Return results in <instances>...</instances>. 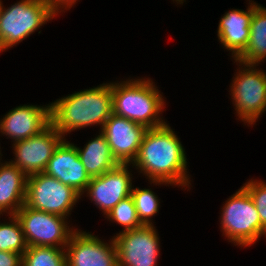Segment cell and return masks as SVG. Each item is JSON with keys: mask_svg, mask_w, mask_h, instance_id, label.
Masks as SVG:
<instances>
[{"mask_svg": "<svg viewBox=\"0 0 266 266\" xmlns=\"http://www.w3.org/2000/svg\"><path fill=\"white\" fill-rule=\"evenodd\" d=\"M174 132L167 123L147 129L132 167L145 175L150 185H174L186 189L191 185L186 152Z\"/></svg>", "mask_w": 266, "mask_h": 266, "instance_id": "obj_1", "label": "cell"}, {"mask_svg": "<svg viewBox=\"0 0 266 266\" xmlns=\"http://www.w3.org/2000/svg\"><path fill=\"white\" fill-rule=\"evenodd\" d=\"M113 114L111 82L84 89L50 103L51 124L65 138L71 131L100 125Z\"/></svg>", "mask_w": 266, "mask_h": 266, "instance_id": "obj_2", "label": "cell"}, {"mask_svg": "<svg viewBox=\"0 0 266 266\" xmlns=\"http://www.w3.org/2000/svg\"><path fill=\"white\" fill-rule=\"evenodd\" d=\"M154 84L149 77L111 82L113 114L147 129L165 125L160 117L166 106L165 97Z\"/></svg>", "mask_w": 266, "mask_h": 266, "instance_id": "obj_3", "label": "cell"}, {"mask_svg": "<svg viewBox=\"0 0 266 266\" xmlns=\"http://www.w3.org/2000/svg\"><path fill=\"white\" fill-rule=\"evenodd\" d=\"M57 14L45 0H20L5 8L0 4V52L19 44Z\"/></svg>", "mask_w": 266, "mask_h": 266, "instance_id": "obj_4", "label": "cell"}, {"mask_svg": "<svg viewBox=\"0 0 266 266\" xmlns=\"http://www.w3.org/2000/svg\"><path fill=\"white\" fill-rule=\"evenodd\" d=\"M225 202L220 213V228L231 243L245 248L266 236L255 204L243 186Z\"/></svg>", "mask_w": 266, "mask_h": 266, "instance_id": "obj_5", "label": "cell"}, {"mask_svg": "<svg viewBox=\"0 0 266 266\" xmlns=\"http://www.w3.org/2000/svg\"><path fill=\"white\" fill-rule=\"evenodd\" d=\"M235 62L240 67L230 84L229 95L239 120L252 126L266 111V72L256 69V64Z\"/></svg>", "mask_w": 266, "mask_h": 266, "instance_id": "obj_6", "label": "cell"}, {"mask_svg": "<svg viewBox=\"0 0 266 266\" xmlns=\"http://www.w3.org/2000/svg\"><path fill=\"white\" fill-rule=\"evenodd\" d=\"M81 194L44 172L27 177L25 205L67 218Z\"/></svg>", "mask_w": 266, "mask_h": 266, "instance_id": "obj_7", "label": "cell"}, {"mask_svg": "<svg viewBox=\"0 0 266 266\" xmlns=\"http://www.w3.org/2000/svg\"><path fill=\"white\" fill-rule=\"evenodd\" d=\"M29 246L65 248L76 230L63 216L38 211L25 204L15 213Z\"/></svg>", "mask_w": 266, "mask_h": 266, "instance_id": "obj_8", "label": "cell"}, {"mask_svg": "<svg viewBox=\"0 0 266 266\" xmlns=\"http://www.w3.org/2000/svg\"><path fill=\"white\" fill-rule=\"evenodd\" d=\"M154 225L119 232L114 235L118 266H157L160 239ZM159 257V258H158Z\"/></svg>", "mask_w": 266, "mask_h": 266, "instance_id": "obj_9", "label": "cell"}, {"mask_svg": "<svg viewBox=\"0 0 266 266\" xmlns=\"http://www.w3.org/2000/svg\"><path fill=\"white\" fill-rule=\"evenodd\" d=\"M63 139L64 137L50 124L40 134L13 143L15 159L10 162L27 177L42 173Z\"/></svg>", "mask_w": 266, "mask_h": 266, "instance_id": "obj_10", "label": "cell"}, {"mask_svg": "<svg viewBox=\"0 0 266 266\" xmlns=\"http://www.w3.org/2000/svg\"><path fill=\"white\" fill-rule=\"evenodd\" d=\"M67 266H118L114 238L104 239L78 228L65 247Z\"/></svg>", "mask_w": 266, "mask_h": 266, "instance_id": "obj_11", "label": "cell"}, {"mask_svg": "<svg viewBox=\"0 0 266 266\" xmlns=\"http://www.w3.org/2000/svg\"><path fill=\"white\" fill-rule=\"evenodd\" d=\"M131 164H119L100 176L92 177L83 192L91 202L107 215L122 199L131 195L132 171Z\"/></svg>", "mask_w": 266, "mask_h": 266, "instance_id": "obj_12", "label": "cell"}, {"mask_svg": "<svg viewBox=\"0 0 266 266\" xmlns=\"http://www.w3.org/2000/svg\"><path fill=\"white\" fill-rule=\"evenodd\" d=\"M146 131L145 126L115 114L107 119L100 130L120 164L133 163Z\"/></svg>", "mask_w": 266, "mask_h": 266, "instance_id": "obj_13", "label": "cell"}, {"mask_svg": "<svg viewBox=\"0 0 266 266\" xmlns=\"http://www.w3.org/2000/svg\"><path fill=\"white\" fill-rule=\"evenodd\" d=\"M50 124V104H25L11 109L0 119V133L15 143L40 134Z\"/></svg>", "mask_w": 266, "mask_h": 266, "instance_id": "obj_14", "label": "cell"}, {"mask_svg": "<svg viewBox=\"0 0 266 266\" xmlns=\"http://www.w3.org/2000/svg\"><path fill=\"white\" fill-rule=\"evenodd\" d=\"M44 173L73 187L81 196L91 180L79 158L76 145L66 141L65 138L56 147Z\"/></svg>", "mask_w": 266, "mask_h": 266, "instance_id": "obj_15", "label": "cell"}, {"mask_svg": "<svg viewBox=\"0 0 266 266\" xmlns=\"http://www.w3.org/2000/svg\"><path fill=\"white\" fill-rule=\"evenodd\" d=\"M242 9H231L219 20L217 37L220 44L232 53L235 60L248 45L250 37V22L254 12V0H249V6Z\"/></svg>", "mask_w": 266, "mask_h": 266, "instance_id": "obj_16", "label": "cell"}, {"mask_svg": "<svg viewBox=\"0 0 266 266\" xmlns=\"http://www.w3.org/2000/svg\"><path fill=\"white\" fill-rule=\"evenodd\" d=\"M27 176L10 161L0 160V215L15 213L25 204Z\"/></svg>", "mask_w": 266, "mask_h": 266, "instance_id": "obj_17", "label": "cell"}, {"mask_svg": "<svg viewBox=\"0 0 266 266\" xmlns=\"http://www.w3.org/2000/svg\"><path fill=\"white\" fill-rule=\"evenodd\" d=\"M76 149L86 172L91 178L100 176L120 164L113 156L111 148L101 132L98 136L89 140L83 149L78 146H76Z\"/></svg>", "mask_w": 266, "mask_h": 266, "instance_id": "obj_18", "label": "cell"}, {"mask_svg": "<svg viewBox=\"0 0 266 266\" xmlns=\"http://www.w3.org/2000/svg\"><path fill=\"white\" fill-rule=\"evenodd\" d=\"M266 58V8L254 2L250 22V37L245 50L235 59L245 64L259 65Z\"/></svg>", "mask_w": 266, "mask_h": 266, "instance_id": "obj_19", "label": "cell"}, {"mask_svg": "<svg viewBox=\"0 0 266 266\" xmlns=\"http://www.w3.org/2000/svg\"><path fill=\"white\" fill-rule=\"evenodd\" d=\"M22 266H67L65 248L29 246L22 254Z\"/></svg>", "mask_w": 266, "mask_h": 266, "instance_id": "obj_20", "label": "cell"}, {"mask_svg": "<svg viewBox=\"0 0 266 266\" xmlns=\"http://www.w3.org/2000/svg\"><path fill=\"white\" fill-rule=\"evenodd\" d=\"M9 222L0 221V251L23 254L28 245L16 215H9Z\"/></svg>", "mask_w": 266, "mask_h": 266, "instance_id": "obj_21", "label": "cell"}, {"mask_svg": "<svg viewBox=\"0 0 266 266\" xmlns=\"http://www.w3.org/2000/svg\"><path fill=\"white\" fill-rule=\"evenodd\" d=\"M131 196L134 200L138 218L143 225H154L151 220L159 213L160 202L158 196L151 188L132 187Z\"/></svg>", "mask_w": 266, "mask_h": 266, "instance_id": "obj_22", "label": "cell"}, {"mask_svg": "<svg viewBox=\"0 0 266 266\" xmlns=\"http://www.w3.org/2000/svg\"><path fill=\"white\" fill-rule=\"evenodd\" d=\"M105 218L123 226L124 228L120 232L133 230L143 226L138 218L134 200L131 195L122 199L111 209Z\"/></svg>", "mask_w": 266, "mask_h": 266, "instance_id": "obj_23", "label": "cell"}, {"mask_svg": "<svg viewBox=\"0 0 266 266\" xmlns=\"http://www.w3.org/2000/svg\"><path fill=\"white\" fill-rule=\"evenodd\" d=\"M252 198L258 211L261 225L266 229V183L259 180H249L243 184Z\"/></svg>", "mask_w": 266, "mask_h": 266, "instance_id": "obj_24", "label": "cell"}, {"mask_svg": "<svg viewBox=\"0 0 266 266\" xmlns=\"http://www.w3.org/2000/svg\"><path fill=\"white\" fill-rule=\"evenodd\" d=\"M0 266H22V254L0 251Z\"/></svg>", "mask_w": 266, "mask_h": 266, "instance_id": "obj_25", "label": "cell"}, {"mask_svg": "<svg viewBox=\"0 0 266 266\" xmlns=\"http://www.w3.org/2000/svg\"><path fill=\"white\" fill-rule=\"evenodd\" d=\"M50 8L58 15L62 12H64V9L67 11L72 6L76 4V1L78 0H45ZM63 9V10H62Z\"/></svg>", "mask_w": 266, "mask_h": 266, "instance_id": "obj_26", "label": "cell"}]
</instances>
